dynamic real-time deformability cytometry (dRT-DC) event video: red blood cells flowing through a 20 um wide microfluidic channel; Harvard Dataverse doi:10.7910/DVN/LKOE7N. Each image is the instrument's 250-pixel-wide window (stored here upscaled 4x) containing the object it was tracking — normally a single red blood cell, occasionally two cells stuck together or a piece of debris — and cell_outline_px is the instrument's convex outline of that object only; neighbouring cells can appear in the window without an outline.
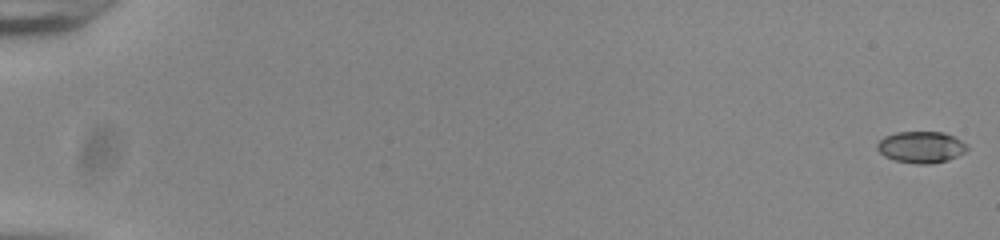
{"species": "common noctule bat (a hibernating species)", "species_latin": "Nyctalus noctula", "temperature_condition": "room temperature", "stored_images_in_passage": 56, "camera_frame_rate_fps": 3000, "um_per_image_px": 0.085, "animal": {"sex": "male", "body_mass_g": 20.0, "forearm_length_mm": 53.3}, "frame": {"image": 1, "passage_image": 1, "time_ms": 0.0, "image_size_px": [1000, 240], "cell_outline_px": [[968, 148], [964, 152], [948, 160], [928, 164], [916, 164], [896, 160], [884, 156], [876, 148], [876, 144], [884, 136], [896, 132], [944, 132], [968, 144]], "centroid_in_image_um": [78.28, 12.5], "position_along_channel_um": 6.7, "area_um2": 16.47}}
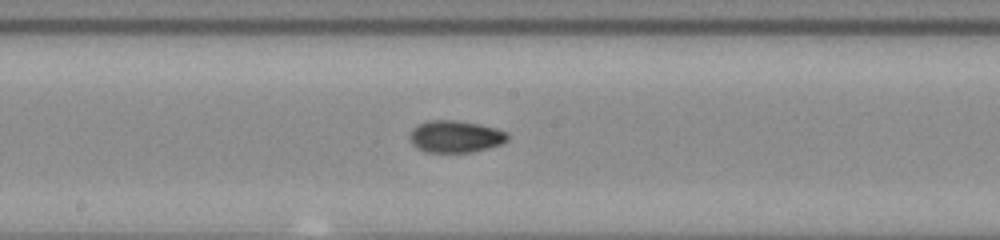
{"frame": {"image": 2, "passage_image": 32, "time_ms": 10.333, "image_size_px": [1000, 240], "cell_outline_px": [[508, 140], [500, 144], [488, 148], [472, 152], [424, 152], [416, 148], [412, 144], [412, 128], [428, 120], [456, 120], [480, 124], [496, 128], [508, 132]], "centroid_in_image_um": [38.74, 11.6], "position_along_channel_um": 209.5, "area_um2": 18.21}}
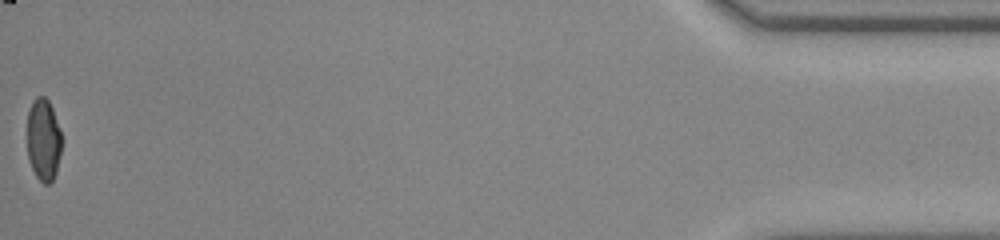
{"frame": {"image": 3, "passage_image": 56, "time_ms": 18.333, "image_size_px": [1000, 240], "cell_outline_px": [[60, 152], [56, 172], [52, 180], [48, 184], [44, 184], [36, 176], [28, 160], [28, 112], [32, 100], [36, 96], [44, 96], [48, 100], [52, 108], [60, 132]], "centroid_in_image_um": [3.67, 11.87], "position_along_channel_um": 431.5, "area_um2": 16.24}, "authors_computed_cell_mechanics": {"area_um2": 17.2822, "velocity_mm_per_s": 3.8542, "shape_relaxation_time_tau1_ms": null, "shape_relaxation_time_tau2_ms": 1.4605, "deformation_change_tau1": null, "deformation_change_tau2": 0.0539}}